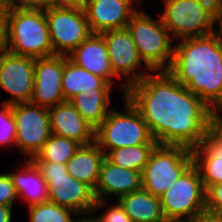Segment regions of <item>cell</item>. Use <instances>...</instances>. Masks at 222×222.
<instances>
[{
    "instance_id": "cell-4",
    "label": "cell",
    "mask_w": 222,
    "mask_h": 222,
    "mask_svg": "<svg viewBox=\"0 0 222 222\" xmlns=\"http://www.w3.org/2000/svg\"><path fill=\"white\" fill-rule=\"evenodd\" d=\"M160 16L173 39L181 40L214 33L217 0H164Z\"/></svg>"
},
{
    "instance_id": "cell-6",
    "label": "cell",
    "mask_w": 222,
    "mask_h": 222,
    "mask_svg": "<svg viewBox=\"0 0 222 222\" xmlns=\"http://www.w3.org/2000/svg\"><path fill=\"white\" fill-rule=\"evenodd\" d=\"M123 98L126 102L124 113L112 108L95 130V142L105 155L107 151L126 146L158 144L138 109L127 97Z\"/></svg>"
},
{
    "instance_id": "cell-39",
    "label": "cell",
    "mask_w": 222,
    "mask_h": 222,
    "mask_svg": "<svg viewBox=\"0 0 222 222\" xmlns=\"http://www.w3.org/2000/svg\"><path fill=\"white\" fill-rule=\"evenodd\" d=\"M222 113V111H220ZM215 122L222 128V116L218 113H216V119Z\"/></svg>"
},
{
    "instance_id": "cell-14",
    "label": "cell",
    "mask_w": 222,
    "mask_h": 222,
    "mask_svg": "<svg viewBox=\"0 0 222 222\" xmlns=\"http://www.w3.org/2000/svg\"><path fill=\"white\" fill-rule=\"evenodd\" d=\"M64 55L35 58L34 86L30 103L50 108L64 102Z\"/></svg>"
},
{
    "instance_id": "cell-34",
    "label": "cell",
    "mask_w": 222,
    "mask_h": 222,
    "mask_svg": "<svg viewBox=\"0 0 222 222\" xmlns=\"http://www.w3.org/2000/svg\"><path fill=\"white\" fill-rule=\"evenodd\" d=\"M191 222H222V214L204 210Z\"/></svg>"
},
{
    "instance_id": "cell-27",
    "label": "cell",
    "mask_w": 222,
    "mask_h": 222,
    "mask_svg": "<svg viewBox=\"0 0 222 222\" xmlns=\"http://www.w3.org/2000/svg\"><path fill=\"white\" fill-rule=\"evenodd\" d=\"M29 210L30 222H74L71 215H77L73 210L49 201L33 205Z\"/></svg>"
},
{
    "instance_id": "cell-38",
    "label": "cell",
    "mask_w": 222,
    "mask_h": 222,
    "mask_svg": "<svg viewBox=\"0 0 222 222\" xmlns=\"http://www.w3.org/2000/svg\"><path fill=\"white\" fill-rule=\"evenodd\" d=\"M89 215H87V218H83L80 220H75L74 222H98V220L95 217H88Z\"/></svg>"
},
{
    "instance_id": "cell-41",
    "label": "cell",
    "mask_w": 222,
    "mask_h": 222,
    "mask_svg": "<svg viewBox=\"0 0 222 222\" xmlns=\"http://www.w3.org/2000/svg\"><path fill=\"white\" fill-rule=\"evenodd\" d=\"M0 3H10V0H0Z\"/></svg>"
},
{
    "instance_id": "cell-16",
    "label": "cell",
    "mask_w": 222,
    "mask_h": 222,
    "mask_svg": "<svg viewBox=\"0 0 222 222\" xmlns=\"http://www.w3.org/2000/svg\"><path fill=\"white\" fill-rule=\"evenodd\" d=\"M142 189V172L125 169L114 165L106 157L102 161L99 178L95 186V211L106 205L108 195H117L118 199L134 191Z\"/></svg>"
},
{
    "instance_id": "cell-18",
    "label": "cell",
    "mask_w": 222,
    "mask_h": 222,
    "mask_svg": "<svg viewBox=\"0 0 222 222\" xmlns=\"http://www.w3.org/2000/svg\"><path fill=\"white\" fill-rule=\"evenodd\" d=\"M51 133L74 140L81 145L95 142V128L76 110L70 101L48 108Z\"/></svg>"
},
{
    "instance_id": "cell-23",
    "label": "cell",
    "mask_w": 222,
    "mask_h": 222,
    "mask_svg": "<svg viewBox=\"0 0 222 222\" xmlns=\"http://www.w3.org/2000/svg\"><path fill=\"white\" fill-rule=\"evenodd\" d=\"M24 162L25 166L19 173H9L18 197L29 203V207L48 202L46 181L30 159L27 158Z\"/></svg>"
},
{
    "instance_id": "cell-7",
    "label": "cell",
    "mask_w": 222,
    "mask_h": 222,
    "mask_svg": "<svg viewBox=\"0 0 222 222\" xmlns=\"http://www.w3.org/2000/svg\"><path fill=\"white\" fill-rule=\"evenodd\" d=\"M48 187L49 202L69 208L77 215L92 214L96 203L93 189L72 177L66 164L32 161Z\"/></svg>"
},
{
    "instance_id": "cell-36",
    "label": "cell",
    "mask_w": 222,
    "mask_h": 222,
    "mask_svg": "<svg viewBox=\"0 0 222 222\" xmlns=\"http://www.w3.org/2000/svg\"><path fill=\"white\" fill-rule=\"evenodd\" d=\"M86 0H53V5L80 6L83 7Z\"/></svg>"
},
{
    "instance_id": "cell-35",
    "label": "cell",
    "mask_w": 222,
    "mask_h": 222,
    "mask_svg": "<svg viewBox=\"0 0 222 222\" xmlns=\"http://www.w3.org/2000/svg\"><path fill=\"white\" fill-rule=\"evenodd\" d=\"M12 206L0 205V222H11Z\"/></svg>"
},
{
    "instance_id": "cell-1",
    "label": "cell",
    "mask_w": 222,
    "mask_h": 222,
    "mask_svg": "<svg viewBox=\"0 0 222 222\" xmlns=\"http://www.w3.org/2000/svg\"><path fill=\"white\" fill-rule=\"evenodd\" d=\"M125 97L138 109L160 145L193 149L215 123L216 112L168 71L147 74L128 87Z\"/></svg>"
},
{
    "instance_id": "cell-2",
    "label": "cell",
    "mask_w": 222,
    "mask_h": 222,
    "mask_svg": "<svg viewBox=\"0 0 222 222\" xmlns=\"http://www.w3.org/2000/svg\"><path fill=\"white\" fill-rule=\"evenodd\" d=\"M168 72L213 111H222V42L216 31L179 40Z\"/></svg>"
},
{
    "instance_id": "cell-11",
    "label": "cell",
    "mask_w": 222,
    "mask_h": 222,
    "mask_svg": "<svg viewBox=\"0 0 222 222\" xmlns=\"http://www.w3.org/2000/svg\"><path fill=\"white\" fill-rule=\"evenodd\" d=\"M10 106L16 123L15 146L31 159L52 134L49 110L30 102Z\"/></svg>"
},
{
    "instance_id": "cell-17",
    "label": "cell",
    "mask_w": 222,
    "mask_h": 222,
    "mask_svg": "<svg viewBox=\"0 0 222 222\" xmlns=\"http://www.w3.org/2000/svg\"><path fill=\"white\" fill-rule=\"evenodd\" d=\"M205 191L222 183V128L215 122L202 138L201 144L191 149Z\"/></svg>"
},
{
    "instance_id": "cell-40",
    "label": "cell",
    "mask_w": 222,
    "mask_h": 222,
    "mask_svg": "<svg viewBox=\"0 0 222 222\" xmlns=\"http://www.w3.org/2000/svg\"><path fill=\"white\" fill-rule=\"evenodd\" d=\"M218 28L219 29L216 32L218 33L220 40L222 42V25H218Z\"/></svg>"
},
{
    "instance_id": "cell-30",
    "label": "cell",
    "mask_w": 222,
    "mask_h": 222,
    "mask_svg": "<svg viewBox=\"0 0 222 222\" xmlns=\"http://www.w3.org/2000/svg\"><path fill=\"white\" fill-rule=\"evenodd\" d=\"M206 210L222 214V183L206 190Z\"/></svg>"
},
{
    "instance_id": "cell-19",
    "label": "cell",
    "mask_w": 222,
    "mask_h": 222,
    "mask_svg": "<svg viewBox=\"0 0 222 222\" xmlns=\"http://www.w3.org/2000/svg\"><path fill=\"white\" fill-rule=\"evenodd\" d=\"M67 56L77 66L104 78L111 85L114 84L113 79L117 76L112 70L107 46L101 34L91 33Z\"/></svg>"
},
{
    "instance_id": "cell-24",
    "label": "cell",
    "mask_w": 222,
    "mask_h": 222,
    "mask_svg": "<svg viewBox=\"0 0 222 222\" xmlns=\"http://www.w3.org/2000/svg\"><path fill=\"white\" fill-rule=\"evenodd\" d=\"M111 91H89L78 93L70 102L82 117L95 129L107 117Z\"/></svg>"
},
{
    "instance_id": "cell-28",
    "label": "cell",
    "mask_w": 222,
    "mask_h": 222,
    "mask_svg": "<svg viewBox=\"0 0 222 222\" xmlns=\"http://www.w3.org/2000/svg\"><path fill=\"white\" fill-rule=\"evenodd\" d=\"M16 123L11 106L3 104L0 109V146L15 145Z\"/></svg>"
},
{
    "instance_id": "cell-22",
    "label": "cell",
    "mask_w": 222,
    "mask_h": 222,
    "mask_svg": "<svg viewBox=\"0 0 222 222\" xmlns=\"http://www.w3.org/2000/svg\"><path fill=\"white\" fill-rule=\"evenodd\" d=\"M132 222H168L163 213L160 197L143 188L118 199Z\"/></svg>"
},
{
    "instance_id": "cell-15",
    "label": "cell",
    "mask_w": 222,
    "mask_h": 222,
    "mask_svg": "<svg viewBox=\"0 0 222 222\" xmlns=\"http://www.w3.org/2000/svg\"><path fill=\"white\" fill-rule=\"evenodd\" d=\"M135 1V2H134ZM141 0H86L83 5L92 33L123 29L138 11L132 4Z\"/></svg>"
},
{
    "instance_id": "cell-32",
    "label": "cell",
    "mask_w": 222,
    "mask_h": 222,
    "mask_svg": "<svg viewBox=\"0 0 222 222\" xmlns=\"http://www.w3.org/2000/svg\"><path fill=\"white\" fill-rule=\"evenodd\" d=\"M10 3H0V51L5 49L7 13Z\"/></svg>"
},
{
    "instance_id": "cell-12",
    "label": "cell",
    "mask_w": 222,
    "mask_h": 222,
    "mask_svg": "<svg viewBox=\"0 0 222 222\" xmlns=\"http://www.w3.org/2000/svg\"><path fill=\"white\" fill-rule=\"evenodd\" d=\"M101 35L106 43L114 74L119 79H122V76L128 77L120 86L125 96L131 84L142 80L148 73H151L152 70L140 57L138 49L126 28L105 31L101 33ZM141 65H143L145 71H148L147 73L144 70H136L141 67Z\"/></svg>"
},
{
    "instance_id": "cell-29",
    "label": "cell",
    "mask_w": 222,
    "mask_h": 222,
    "mask_svg": "<svg viewBox=\"0 0 222 222\" xmlns=\"http://www.w3.org/2000/svg\"><path fill=\"white\" fill-rule=\"evenodd\" d=\"M17 197L18 194L9 173L0 174V205L13 206Z\"/></svg>"
},
{
    "instance_id": "cell-13",
    "label": "cell",
    "mask_w": 222,
    "mask_h": 222,
    "mask_svg": "<svg viewBox=\"0 0 222 222\" xmlns=\"http://www.w3.org/2000/svg\"><path fill=\"white\" fill-rule=\"evenodd\" d=\"M35 58L17 55L3 49L0 51V88L12 99L3 104L28 103L34 86Z\"/></svg>"
},
{
    "instance_id": "cell-37",
    "label": "cell",
    "mask_w": 222,
    "mask_h": 222,
    "mask_svg": "<svg viewBox=\"0 0 222 222\" xmlns=\"http://www.w3.org/2000/svg\"><path fill=\"white\" fill-rule=\"evenodd\" d=\"M217 25H222V0H217Z\"/></svg>"
},
{
    "instance_id": "cell-3",
    "label": "cell",
    "mask_w": 222,
    "mask_h": 222,
    "mask_svg": "<svg viewBox=\"0 0 222 222\" xmlns=\"http://www.w3.org/2000/svg\"><path fill=\"white\" fill-rule=\"evenodd\" d=\"M5 49L32 58L53 55L45 8H22L10 4Z\"/></svg>"
},
{
    "instance_id": "cell-21",
    "label": "cell",
    "mask_w": 222,
    "mask_h": 222,
    "mask_svg": "<svg viewBox=\"0 0 222 222\" xmlns=\"http://www.w3.org/2000/svg\"><path fill=\"white\" fill-rule=\"evenodd\" d=\"M104 158L105 153L96 142L81 145L67 162L66 168L72 177L85 182L94 190Z\"/></svg>"
},
{
    "instance_id": "cell-33",
    "label": "cell",
    "mask_w": 222,
    "mask_h": 222,
    "mask_svg": "<svg viewBox=\"0 0 222 222\" xmlns=\"http://www.w3.org/2000/svg\"><path fill=\"white\" fill-rule=\"evenodd\" d=\"M10 4L22 8H46L53 5V0H10Z\"/></svg>"
},
{
    "instance_id": "cell-26",
    "label": "cell",
    "mask_w": 222,
    "mask_h": 222,
    "mask_svg": "<svg viewBox=\"0 0 222 222\" xmlns=\"http://www.w3.org/2000/svg\"><path fill=\"white\" fill-rule=\"evenodd\" d=\"M80 146L81 144L74 140L51 134L40 151L30 160L67 164Z\"/></svg>"
},
{
    "instance_id": "cell-8",
    "label": "cell",
    "mask_w": 222,
    "mask_h": 222,
    "mask_svg": "<svg viewBox=\"0 0 222 222\" xmlns=\"http://www.w3.org/2000/svg\"><path fill=\"white\" fill-rule=\"evenodd\" d=\"M192 164L188 147L158 144L142 171V188L160 197Z\"/></svg>"
},
{
    "instance_id": "cell-31",
    "label": "cell",
    "mask_w": 222,
    "mask_h": 222,
    "mask_svg": "<svg viewBox=\"0 0 222 222\" xmlns=\"http://www.w3.org/2000/svg\"><path fill=\"white\" fill-rule=\"evenodd\" d=\"M95 218L98 220V222H132L119 202L106 210L103 215Z\"/></svg>"
},
{
    "instance_id": "cell-9",
    "label": "cell",
    "mask_w": 222,
    "mask_h": 222,
    "mask_svg": "<svg viewBox=\"0 0 222 222\" xmlns=\"http://www.w3.org/2000/svg\"><path fill=\"white\" fill-rule=\"evenodd\" d=\"M205 193L200 173L197 167L192 164L160 196L166 220L168 222H191L206 210Z\"/></svg>"
},
{
    "instance_id": "cell-10",
    "label": "cell",
    "mask_w": 222,
    "mask_h": 222,
    "mask_svg": "<svg viewBox=\"0 0 222 222\" xmlns=\"http://www.w3.org/2000/svg\"><path fill=\"white\" fill-rule=\"evenodd\" d=\"M45 16L53 55H69L92 33L83 7L52 5Z\"/></svg>"
},
{
    "instance_id": "cell-5",
    "label": "cell",
    "mask_w": 222,
    "mask_h": 222,
    "mask_svg": "<svg viewBox=\"0 0 222 222\" xmlns=\"http://www.w3.org/2000/svg\"><path fill=\"white\" fill-rule=\"evenodd\" d=\"M140 57L152 71H168L174 57L171 33L161 18L154 20L145 12L137 11L126 25Z\"/></svg>"
},
{
    "instance_id": "cell-25",
    "label": "cell",
    "mask_w": 222,
    "mask_h": 222,
    "mask_svg": "<svg viewBox=\"0 0 222 222\" xmlns=\"http://www.w3.org/2000/svg\"><path fill=\"white\" fill-rule=\"evenodd\" d=\"M158 144L126 146L107 152L105 157L114 165L142 172Z\"/></svg>"
},
{
    "instance_id": "cell-20",
    "label": "cell",
    "mask_w": 222,
    "mask_h": 222,
    "mask_svg": "<svg viewBox=\"0 0 222 222\" xmlns=\"http://www.w3.org/2000/svg\"><path fill=\"white\" fill-rule=\"evenodd\" d=\"M62 90L65 101H70L78 93L111 91L112 85L104 78L77 66L64 55Z\"/></svg>"
}]
</instances>
